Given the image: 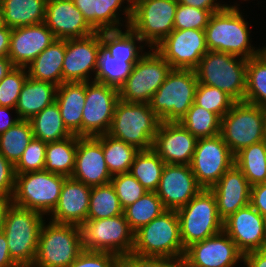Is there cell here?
Listing matches in <instances>:
<instances>
[{
	"label": "cell",
	"instance_id": "obj_52",
	"mask_svg": "<svg viewBox=\"0 0 266 267\" xmlns=\"http://www.w3.org/2000/svg\"><path fill=\"white\" fill-rule=\"evenodd\" d=\"M250 205L266 218V182L251 186Z\"/></svg>",
	"mask_w": 266,
	"mask_h": 267
},
{
	"label": "cell",
	"instance_id": "obj_54",
	"mask_svg": "<svg viewBox=\"0 0 266 267\" xmlns=\"http://www.w3.org/2000/svg\"><path fill=\"white\" fill-rule=\"evenodd\" d=\"M217 0H177L182 5L210 11L212 14L224 9L228 4H221Z\"/></svg>",
	"mask_w": 266,
	"mask_h": 267
},
{
	"label": "cell",
	"instance_id": "obj_47",
	"mask_svg": "<svg viewBox=\"0 0 266 267\" xmlns=\"http://www.w3.org/2000/svg\"><path fill=\"white\" fill-rule=\"evenodd\" d=\"M47 143L33 138L15 165V174L41 171L45 168Z\"/></svg>",
	"mask_w": 266,
	"mask_h": 267
},
{
	"label": "cell",
	"instance_id": "obj_61",
	"mask_svg": "<svg viewBox=\"0 0 266 267\" xmlns=\"http://www.w3.org/2000/svg\"><path fill=\"white\" fill-rule=\"evenodd\" d=\"M264 115L265 136H266V106L261 107Z\"/></svg>",
	"mask_w": 266,
	"mask_h": 267
},
{
	"label": "cell",
	"instance_id": "obj_14",
	"mask_svg": "<svg viewBox=\"0 0 266 267\" xmlns=\"http://www.w3.org/2000/svg\"><path fill=\"white\" fill-rule=\"evenodd\" d=\"M233 164L235 156L220 134L197 140L190 166L203 189L212 188Z\"/></svg>",
	"mask_w": 266,
	"mask_h": 267
},
{
	"label": "cell",
	"instance_id": "obj_39",
	"mask_svg": "<svg viewBox=\"0 0 266 267\" xmlns=\"http://www.w3.org/2000/svg\"><path fill=\"white\" fill-rule=\"evenodd\" d=\"M33 138L29 120H20L0 135V153L15 166Z\"/></svg>",
	"mask_w": 266,
	"mask_h": 267
},
{
	"label": "cell",
	"instance_id": "obj_12",
	"mask_svg": "<svg viewBox=\"0 0 266 267\" xmlns=\"http://www.w3.org/2000/svg\"><path fill=\"white\" fill-rule=\"evenodd\" d=\"M80 227L84 250L111 252L119 258L132 253L134 232L124 213L116 217L86 220Z\"/></svg>",
	"mask_w": 266,
	"mask_h": 267
},
{
	"label": "cell",
	"instance_id": "obj_57",
	"mask_svg": "<svg viewBox=\"0 0 266 267\" xmlns=\"http://www.w3.org/2000/svg\"><path fill=\"white\" fill-rule=\"evenodd\" d=\"M11 109L15 111V108L0 106V135L20 121L18 117L14 119L13 117L10 118Z\"/></svg>",
	"mask_w": 266,
	"mask_h": 267
},
{
	"label": "cell",
	"instance_id": "obj_4",
	"mask_svg": "<svg viewBox=\"0 0 266 267\" xmlns=\"http://www.w3.org/2000/svg\"><path fill=\"white\" fill-rule=\"evenodd\" d=\"M161 120L151 110L149 103L118 100L108 135L136 147L138 150L153 148Z\"/></svg>",
	"mask_w": 266,
	"mask_h": 267
},
{
	"label": "cell",
	"instance_id": "obj_8",
	"mask_svg": "<svg viewBox=\"0 0 266 267\" xmlns=\"http://www.w3.org/2000/svg\"><path fill=\"white\" fill-rule=\"evenodd\" d=\"M184 248L223 230L217 203L210 189H202L184 207L177 210Z\"/></svg>",
	"mask_w": 266,
	"mask_h": 267
},
{
	"label": "cell",
	"instance_id": "obj_22",
	"mask_svg": "<svg viewBox=\"0 0 266 267\" xmlns=\"http://www.w3.org/2000/svg\"><path fill=\"white\" fill-rule=\"evenodd\" d=\"M71 178L91 187L111 183L112 176L103 154L102 135L78 136L75 167Z\"/></svg>",
	"mask_w": 266,
	"mask_h": 267
},
{
	"label": "cell",
	"instance_id": "obj_62",
	"mask_svg": "<svg viewBox=\"0 0 266 267\" xmlns=\"http://www.w3.org/2000/svg\"><path fill=\"white\" fill-rule=\"evenodd\" d=\"M263 48V51L266 53V46L262 47Z\"/></svg>",
	"mask_w": 266,
	"mask_h": 267
},
{
	"label": "cell",
	"instance_id": "obj_55",
	"mask_svg": "<svg viewBox=\"0 0 266 267\" xmlns=\"http://www.w3.org/2000/svg\"><path fill=\"white\" fill-rule=\"evenodd\" d=\"M242 262L246 267H266V247L244 254Z\"/></svg>",
	"mask_w": 266,
	"mask_h": 267
},
{
	"label": "cell",
	"instance_id": "obj_11",
	"mask_svg": "<svg viewBox=\"0 0 266 267\" xmlns=\"http://www.w3.org/2000/svg\"><path fill=\"white\" fill-rule=\"evenodd\" d=\"M177 5V0H133L129 27L155 48L174 30Z\"/></svg>",
	"mask_w": 266,
	"mask_h": 267
},
{
	"label": "cell",
	"instance_id": "obj_35",
	"mask_svg": "<svg viewBox=\"0 0 266 267\" xmlns=\"http://www.w3.org/2000/svg\"><path fill=\"white\" fill-rule=\"evenodd\" d=\"M235 165L251 186L266 182V140L243 148L235 155Z\"/></svg>",
	"mask_w": 266,
	"mask_h": 267
},
{
	"label": "cell",
	"instance_id": "obj_53",
	"mask_svg": "<svg viewBox=\"0 0 266 267\" xmlns=\"http://www.w3.org/2000/svg\"><path fill=\"white\" fill-rule=\"evenodd\" d=\"M73 2L81 11L87 23L97 32L96 0H73Z\"/></svg>",
	"mask_w": 266,
	"mask_h": 267
},
{
	"label": "cell",
	"instance_id": "obj_41",
	"mask_svg": "<svg viewBox=\"0 0 266 267\" xmlns=\"http://www.w3.org/2000/svg\"><path fill=\"white\" fill-rule=\"evenodd\" d=\"M244 101L266 106V53L247 60L246 92Z\"/></svg>",
	"mask_w": 266,
	"mask_h": 267
},
{
	"label": "cell",
	"instance_id": "obj_15",
	"mask_svg": "<svg viewBox=\"0 0 266 267\" xmlns=\"http://www.w3.org/2000/svg\"><path fill=\"white\" fill-rule=\"evenodd\" d=\"M118 100V88L95 81L86 82L82 137H95L108 133Z\"/></svg>",
	"mask_w": 266,
	"mask_h": 267
},
{
	"label": "cell",
	"instance_id": "obj_13",
	"mask_svg": "<svg viewBox=\"0 0 266 267\" xmlns=\"http://www.w3.org/2000/svg\"><path fill=\"white\" fill-rule=\"evenodd\" d=\"M171 69L170 64L155 48H150V51L145 52L133 66L131 74L118 88L119 99L126 102L149 103Z\"/></svg>",
	"mask_w": 266,
	"mask_h": 267
},
{
	"label": "cell",
	"instance_id": "obj_24",
	"mask_svg": "<svg viewBox=\"0 0 266 267\" xmlns=\"http://www.w3.org/2000/svg\"><path fill=\"white\" fill-rule=\"evenodd\" d=\"M55 40L53 32L44 22L12 28L8 57L15 67H27Z\"/></svg>",
	"mask_w": 266,
	"mask_h": 267
},
{
	"label": "cell",
	"instance_id": "obj_49",
	"mask_svg": "<svg viewBox=\"0 0 266 267\" xmlns=\"http://www.w3.org/2000/svg\"><path fill=\"white\" fill-rule=\"evenodd\" d=\"M69 267H119V257L111 252L83 250Z\"/></svg>",
	"mask_w": 266,
	"mask_h": 267
},
{
	"label": "cell",
	"instance_id": "obj_3",
	"mask_svg": "<svg viewBox=\"0 0 266 267\" xmlns=\"http://www.w3.org/2000/svg\"><path fill=\"white\" fill-rule=\"evenodd\" d=\"M44 215L12 202L5 211L3 232L10 257L18 266L32 267L38 249Z\"/></svg>",
	"mask_w": 266,
	"mask_h": 267
},
{
	"label": "cell",
	"instance_id": "obj_42",
	"mask_svg": "<svg viewBox=\"0 0 266 267\" xmlns=\"http://www.w3.org/2000/svg\"><path fill=\"white\" fill-rule=\"evenodd\" d=\"M179 123L197 139L215 137L221 132V118L195 103Z\"/></svg>",
	"mask_w": 266,
	"mask_h": 267
},
{
	"label": "cell",
	"instance_id": "obj_30",
	"mask_svg": "<svg viewBox=\"0 0 266 267\" xmlns=\"http://www.w3.org/2000/svg\"><path fill=\"white\" fill-rule=\"evenodd\" d=\"M46 3L47 0H1L0 23L9 28L43 23Z\"/></svg>",
	"mask_w": 266,
	"mask_h": 267
},
{
	"label": "cell",
	"instance_id": "obj_10",
	"mask_svg": "<svg viewBox=\"0 0 266 267\" xmlns=\"http://www.w3.org/2000/svg\"><path fill=\"white\" fill-rule=\"evenodd\" d=\"M220 135L234 156L243 148L266 140L261 106L246 101L235 102L221 118Z\"/></svg>",
	"mask_w": 266,
	"mask_h": 267
},
{
	"label": "cell",
	"instance_id": "obj_56",
	"mask_svg": "<svg viewBox=\"0 0 266 267\" xmlns=\"http://www.w3.org/2000/svg\"><path fill=\"white\" fill-rule=\"evenodd\" d=\"M18 265L10 257L7 239L4 232L0 233V267H17Z\"/></svg>",
	"mask_w": 266,
	"mask_h": 267
},
{
	"label": "cell",
	"instance_id": "obj_25",
	"mask_svg": "<svg viewBox=\"0 0 266 267\" xmlns=\"http://www.w3.org/2000/svg\"><path fill=\"white\" fill-rule=\"evenodd\" d=\"M210 190L215 196L218 215L223 221L238 209L250 204L251 185L235 164Z\"/></svg>",
	"mask_w": 266,
	"mask_h": 267
},
{
	"label": "cell",
	"instance_id": "obj_19",
	"mask_svg": "<svg viewBox=\"0 0 266 267\" xmlns=\"http://www.w3.org/2000/svg\"><path fill=\"white\" fill-rule=\"evenodd\" d=\"M223 231L243 255L266 247V218L250 204L225 219Z\"/></svg>",
	"mask_w": 266,
	"mask_h": 267
},
{
	"label": "cell",
	"instance_id": "obj_48",
	"mask_svg": "<svg viewBox=\"0 0 266 267\" xmlns=\"http://www.w3.org/2000/svg\"><path fill=\"white\" fill-rule=\"evenodd\" d=\"M211 15L212 13L208 10L178 3L174 19V29L205 30Z\"/></svg>",
	"mask_w": 266,
	"mask_h": 267
},
{
	"label": "cell",
	"instance_id": "obj_60",
	"mask_svg": "<svg viewBox=\"0 0 266 267\" xmlns=\"http://www.w3.org/2000/svg\"><path fill=\"white\" fill-rule=\"evenodd\" d=\"M10 203V198L0 195V233L3 232L5 211Z\"/></svg>",
	"mask_w": 266,
	"mask_h": 267
},
{
	"label": "cell",
	"instance_id": "obj_58",
	"mask_svg": "<svg viewBox=\"0 0 266 267\" xmlns=\"http://www.w3.org/2000/svg\"><path fill=\"white\" fill-rule=\"evenodd\" d=\"M12 28L0 23V57L8 56Z\"/></svg>",
	"mask_w": 266,
	"mask_h": 267
},
{
	"label": "cell",
	"instance_id": "obj_17",
	"mask_svg": "<svg viewBox=\"0 0 266 267\" xmlns=\"http://www.w3.org/2000/svg\"><path fill=\"white\" fill-rule=\"evenodd\" d=\"M243 261L235 242L222 230L185 248L183 267H234Z\"/></svg>",
	"mask_w": 266,
	"mask_h": 267
},
{
	"label": "cell",
	"instance_id": "obj_32",
	"mask_svg": "<svg viewBox=\"0 0 266 267\" xmlns=\"http://www.w3.org/2000/svg\"><path fill=\"white\" fill-rule=\"evenodd\" d=\"M78 136L75 134L46 146L45 171L71 177L75 167Z\"/></svg>",
	"mask_w": 266,
	"mask_h": 267
},
{
	"label": "cell",
	"instance_id": "obj_27",
	"mask_svg": "<svg viewBox=\"0 0 266 267\" xmlns=\"http://www.w3.org/2000/svg\"><path fill=\"white\" fill-rule=\"evenodd\" d=\"M86 102V82H64L57 88L56 103L66 128L82 137V114Z\"/></svg>",
	"mask_w": 266,
	"mask_h": 267
},
{
	"label": "cell",
	"instance_id": "obj_1",
	"mask_svg": "<svg viewBox=\"0 0 266 267\" xmlns=\"http://www.w3.org/2000/svg\"><path fill=\"white\" fill-rule=\"evenodd\" d=\"M238 6L237 3L227 5L211 15L204 30L206 46L208 51L229 53L248 60L259 55L263 48L251 45L250 27Z\"/></svg>",
	"mask_w": 266,
	"mask_h": 267
},
{
	"label": "cell",
	"instance_id": "obj_40",
	"mask_svg": "<svg viewBox=\"0 0 266 267\" xmlns=\"http://www.w3.org/2000/svg\"><path fill=\"white\" fill-rule=\"evenodd\" d=\"M165 207L155 192H146L141 198L124 209L125 218L130 229L136 232L139 228L160 216Z\"/></svg>",
	"mask_w": 266,
	"mask_h": 267
},
{
	"label": "cell",
	"instance_id": "obj_46",
	"mask_svg": "<svg viewBox=\"0 0 266 267\" xmlns=\"http://www.w3.org/2000/svg\"><path fill=\"white\" fill-rule=\"evenodd\" d=\"M111 184L115 188L123 210L147 192L142 184L130 173L112 176Z\"/></svg>",
	"mask_w": 266,
	"mask_h": 267
},
{
	"label": "cell",
	"instance_id": "obj_18",
	"mask_svg": "<svg viewBox=\"0 0 266 267\" xmlns=\"http://www.w3.org/2000/svg\"><path fill=\"white\" fill-rule=\"evenodd\" d=\"M101 43L100 31L85 38L66 39L62 65L63 83L94 81Z\"/></svg>",
	"mask_w": 266,
	"mask_h": 267
},
{
	"label": "cell",
	"instance_id": "obj_36",
	"mask_svg": "<svg viewBox=\"0 0 266 267\" xmlns=\"http://www.w3.org/2000/svg\"><path fill=\"white\" fill-rule=\"evenodd\" d=\"M165 162L153 150H139L130 167L134 176L148 192H155L160 182Z\"/></svg>",
	"mask_w": 266,
	"mask_h": 267
},
{
	"label": "cell",
	"instance_id": "obj_43",
	"mask_svg": "<svg viewBox=\"0 0 266 267\" xmlns=\"http://www.w3.org/2000/svg\"><path fill=\"white\" fill-rule=\"evenodd\" d=\"M128 4L126 7L123 3ZM132 1L133 0H96L97 6V32L99 31H108V30H117L121 29V26H129L131 17H132ZM126 17L124 20L125 25L121 23V17L119 12L122 11ZM119 11V12H118Z\"/></svg>",
	"mask_w": 266,
	"mask_h": 267
},
{
	"label": "cell",
	"instance_id": "obj_59",
	"mask_svg": "<svg viewBox=\"0 0 266 267\" xmlns=\"http://www.w3.org/2000/svg\"><path fill=\"white\" fill-rule=\"evenodd\" d=\"M15 66L13 65L11 59L6 57H0V81L13 69Z\"/></svg>",
	"mask_w": 266,
	"mask_h": 267
},
{
	"label": "cell",
	"instance_id": "obj_9",
	"mask_svg": "<svg viewBox=\"0 0 266 267\" xmlns=\"http://www.w3.org/2000/svg\"><path fill=\"white\" fill-rule=\"evenodd\" d=\"M67 177L45 170L16 174L11 202L19 207L50 215L57 206Z\"/></svg>",
	"mask_w": 266,
	"mask_h": 267
},
{
	"label": "cell",
	"instance_id": "obj_38",
	"mask_svg": "<svg viewBox=\"0 0 266 267\" xmlns=\"http://www.w3.org/2000/svg\"><path fill=\"white\" fill-rule=\"evenodd\" d=\"M124 210L111 183L91 187L87 220L116 217Z\"/></svg>",
	"mask_w": 266,
	"mask_h": 267
},
{
	"label": "cell",
	"instance_id": "obj_5",
	"mask_svg": "<svg viewBox=\"0 0 266 267\" xmlns=\"http://www.w3.org/2000/svg\"><path fill=\"white\" fill-rule=\"evenodd\" d=\"M195 72L198 83L216 87L236 102L244 101L247 59L229 53L208 51Z\"/></svg>",
	"mask_w": 266,
	"mask_h": 267
},
{
	"label": "cell",
	"instance_id": "obj_50",
	"mask_svg": "<svg viewBox=\"0 0 266 267\" xmlns=\"http://www.w3.org/2000/svg\"><path fill=\"white\" fill-rule=\"evenodd\" d=\"M119 267H183V262L161 257H143L131 253L119 258Z\"/></svg>",
	"mask_w": 266,
	"mask_h": 267
},
{
	"label": "cell",
	"instance_id": "obj_33",
	"mask_svg": "<svg viewBox=\"0 0 266 267\" xmlns=\"http://www.w3.org/2000/svg\"><path fill=\"white\" fill-rule=\"evenodd\" d=\"M29 122L33 137L46 143L60 141L73 135L64 125L56 101L32 117Z\"/></svg>",
	"mask_w": 266,
	"mask_h": 267
},
{
	"label": "cell",
	"instance_id": "obj_51",
	"mask_svg": "<svg viewBox=\"0 0 266 267\" xmlns=\"http://www.w3.org/2000/svg\"><path fill=\"white\" fill-rule=\"evenodd\" d=\"M15 166L0 153V195L12 199L15 190Z\"/></svg>",
	"mask_w": 266,
	"mask_h": 267
},
{
	"label": "cell",
	"instance_id": "obj_7",
	"mask_svg": "<svg viewBox=\"0 0 266 267\" xmlns=\"http://www.w3.org/2000/svg\"><path fill=\"white\" fill-rule=\"evenodd\" d=\"M83 250L80 226L44 222L32 267H69Z\"/></svg>",
	"mask_w": 266,
	"mask_h": 267
},
{
	"label": "cell",
	"instance_id": "obj_16",
	"mask_svg": "<svg viewBox=\"0 0 266 267\" xmlns=\"http://www.w3.org/2000/svg\"><path fill=\"white\" fill-rule=\"evenodd\" d=\"M155 50L172 69L195 70L208 52L204 30L174 29Z\"/></svg>",
	"mask_w": 266,
	"mask_h": 267
},
{
	"label": "cell",
	"instance_id": "obj_44",
	"mask_svg": "<svg viewBox=\"0 0 266 267\" xmlns=\"http://www.w3.org/2000/svg\"><path fill=\"white\" fill-rule=\"evenodd\" d=\"M236 101L220 89L198 83L194 103L205 110L217 114L220 118L225 116Z\"/></svg>",
	"mask_w": 266,
	"mask_h": 267
},
{
	"label": "cell",
	"instance_id": "obj_28",
	"mask_svg": "<svg viewBox=\"0 0 266 267\" xmlns=\"http://www.w3.org/2000/svg\"><path fill=\"white\" fill-rule=\"evenodd\" d=\"M58 86L35 80L28 76L24 82L15 108L20 120H30L40 113L45 107L56 101Z\"/></svg>",
	"mask_w": 266,
	"mask_h": 267
},
{
	"label": "cell",
	"instance_id": "obj_21",
	"mask_svg": "<svg viewBox=\"0 0 266 267\" xmlns=\"http://www.w3.org/2000/svg\"><path fill=\"white\" fill-rule=\"evenodd\" d=\"M197 140L179 122H161L152 149L165 164L190 165Z\"/></svg>",
	"mask_w": 266,
	"mask_h": 267
},
{
	"label": "cell",
	"instance_id": "obj_20",
	"mask_svg": "<svg viewBox=\"0 0 266 267\" xmlns=\"http://www.w3.org/2000/svg\"><path fill=\"white\" fill-rule=\"evenodd\" d=\"M202 189L190 165L165 164L155 193L166 210L177 211Z\"/></svg>",
	"mask_w": 266,
	"mask_h": 267
},
{
	"label": "cell",
	"instance_id": "obj_29",
	"mask_svg": "<svg viewBox=\"0 0 266 267\" xmlns=\"http://www.w3.org/2000/svg\"><path fill=\"white\" fill-rule=\"evenodd\" d=\"M66 53V40L56 39L26 68L28 76L56 86L63 83L62 65Z\"/></svg>",
	"mask_w": 266,
	"mask_h": 267
},
{
	"label": "cell",
	"instance_id": "obj_26",
	"mask_svg": "<svg viewBox=\"0 0 266 267\" xmlns=\"http://www.w3.org/2000/svg\"><path fill=\"white\" fill-rule=\"evenodd\" d=\"M90 193L91 186L67 177L58 204L50 214V221L81 226L87 220Z\"/></svg>",
	"mask_w": 266,
	"mask_h": 267
},
{
	"label": "cell",
	"instance_id": "obj_45",
	"mask_svg": "<svg viewBox=\"0 0 266 267\" xmlns=\"http://www.w3.org/2000/svg\"><path fill=\"white\" fill-rule=\"evenodd\" d=\"M27 78L26 67H15L0 81V106L16 108L22 86Z\"/></svg>",
	"mask_w": 266,
	"mask_h": 267
},
{
	"label": "cell",
	"instance_id": "obj_37",
	"mask_svg": "<svg viewBox=\"0 0 266 267\" xmlns=\"http://www.w3.org/2000/svg\"><path fill=\"white\" fill-rule=\"evenodd\" d=\"M102 148L105 162L111 176L129 173L130 167L139 150L122 140L102 134Z\"/></svg>",
	"mask_w": 266,
	"mask_h": 267
},
{
	"label": "cell",
	"instance_id": "obj_23",
	"mask_svg": "<svg viewBox=\"0 0 266 267\" xmlns=\"http://www.w3.org/2000/svg\"><path fill=\"white\" fill-rule=\"evenodd\" d=\"M44 23L61 40L85 38L96 32L73 0H47Z\"/></svg>",
	"mask_w": 266,
	"mask_h": 267
},
{
	"label": "cell",
	"instance_id": "obj_6",
	"mask_svg": "<svg viewBox=\"0 0 266 267\" xmlns=\"http://www.w3.org/2000/svg\"><path fill=\"white\" fill-rule=\"evenodd\" d=\"M197 85L195 70L171 69L149 106L161 122H180L194 103Z\"/></svg>",
	"mask_w": 266,
	"mask_h": 267
},
{
	"label": "cell",
	"instance_id": "obj_2",
	"mask_svg": "<svg viewBox=\"0 0 266 267\" xmlns=\"http://www.w3.org/2000/svg\"><path fill=\"white\" fill-rule=\"evenodd\" d=\"M133 254L182 260L185 248L176 210H166L134 232Z\"/></svg>",
	"mask_w": 266,
	"mask_h": 267
},
{
	"label": "cell",
	"instance_id": "obj_31",
	"mask_svg": "<svg viewBox=\"0 0 266 267\" xmlns=\"http://www.w3.org/2000/svg\"><path fill=\"white\" fill-rule=\"evenodd\" d=\"M139 59H120L113 57L109 49L100 44L95 82L119 88L131 74Z\"/></svg>",
	"mask_w": 266,
	"mask_h": 267
},
{
	"label": "cell",
	"instance_id": "obj_34",
	"mask_svg": "<svg viewBox=\"0 0 266 267\" xmlns=\"http://www.w3.org/2000/svg\"><path fill=\"white\" fill-rule=\"evenodd\" d=\"M100 38L113 57L140 59L145 54L143 53L145 43L129 26L126 27L125 31L122 29L100 31Z\"/></svg>",
	"mask_w": 266,
	"mask_h": 267
}]
</instances>
